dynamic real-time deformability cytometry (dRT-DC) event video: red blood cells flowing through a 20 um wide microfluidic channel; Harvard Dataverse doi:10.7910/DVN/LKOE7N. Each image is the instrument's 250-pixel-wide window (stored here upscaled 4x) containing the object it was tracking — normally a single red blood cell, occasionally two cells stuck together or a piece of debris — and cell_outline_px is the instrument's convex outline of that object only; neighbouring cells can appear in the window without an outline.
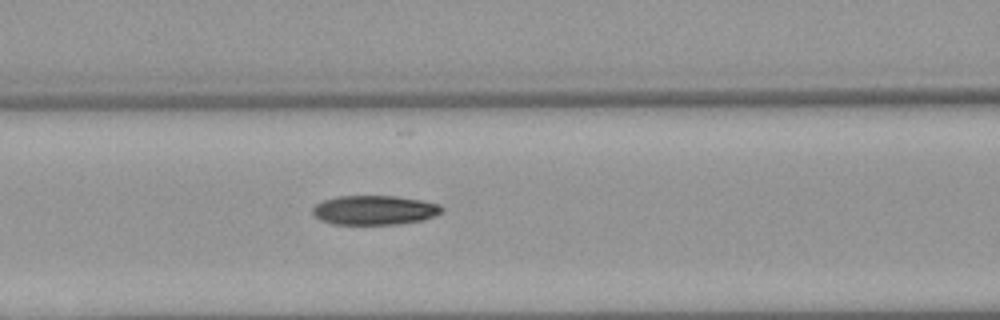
{"species": "Egyptian fruit bat (a non-hibernating species)", "species_latin": "Rousettus aegyptiacus", "temperature_condition": "warm", "stored_images_in_passage": 5, "camera_frame_rate_fps": 3000, "um_per_image_px": 0.085, "animal": {"sex": "female"}, "frame": {"image": 1, "passage_image": 5, "time_ms": 5.667, "image_size_px": [1000, 320], "cell_outline_px": [[444, 208], [440, 212], [424, 220], [400, 224], [332, 224], [320, 220], [312, 212], [312, 208], [316, 204], [324, 200], [336, 196], [396, 196], [420, 200], [440, 204]], "centroid_in_image_um": [31.82, 17.86], "position_along_channel_um": 134.8, "area_um2": 22.08}}